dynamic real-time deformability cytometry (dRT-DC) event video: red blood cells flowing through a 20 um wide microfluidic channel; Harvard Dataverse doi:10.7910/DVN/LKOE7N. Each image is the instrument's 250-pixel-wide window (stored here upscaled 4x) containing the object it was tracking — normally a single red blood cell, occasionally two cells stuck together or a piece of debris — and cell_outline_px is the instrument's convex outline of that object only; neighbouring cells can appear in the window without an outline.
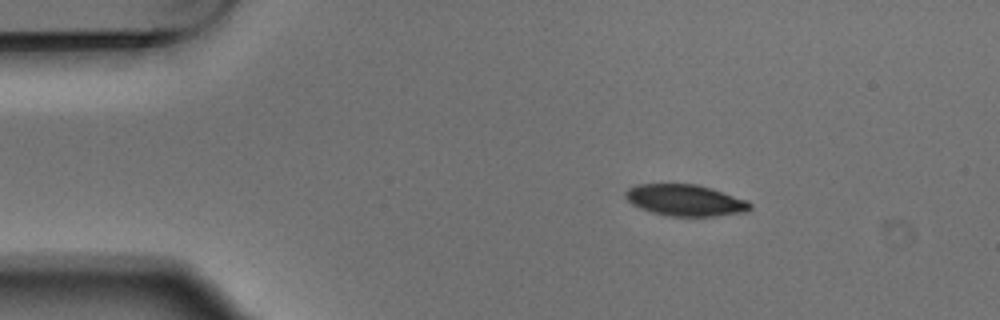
{"species": "Egyptian fruit bat (a non-hibernating species)", "species_latin": "Rousettus aegyptiacus", "temperature_condition": "warm", "stored_images_in_passage": 4, "segment_of_instrument_passage": [1, 2], "camera_frame_rate_fps": 3000, "um_per_image_px": 0.085, "animal": {"sex": "male"}, "frame": {"image": 1, "passage_image": 1, "time_ms": 0.0, "image_size_px": [1000, 320], "cell_outline_px": [[752, 208], [744, 212], [716, 216], [668, 216], [652, 212], [640, 208], [632, 204], [624, 196], [624, 192], [628, 188], [636, 184], [696, 184], [712, 188], [748, 200], [752, 204]], "centroid_in_image_um": [58.25, 17.01], "position_along_channel_um": 26.8, "area_um2": 22.95}}